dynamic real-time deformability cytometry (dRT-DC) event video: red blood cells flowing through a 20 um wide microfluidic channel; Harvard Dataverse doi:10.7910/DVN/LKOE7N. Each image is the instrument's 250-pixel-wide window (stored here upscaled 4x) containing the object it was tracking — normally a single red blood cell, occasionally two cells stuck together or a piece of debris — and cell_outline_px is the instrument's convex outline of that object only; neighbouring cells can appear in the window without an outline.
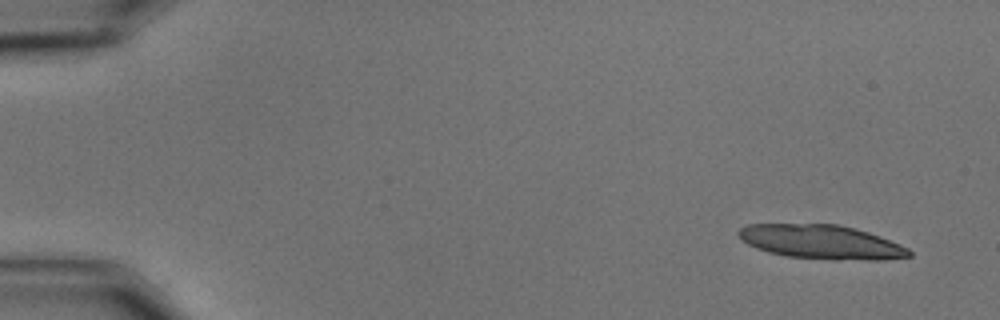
{"species": "common noctule bat (a hibernating species)", "species_latin": "Nyctalus noctula", "temperature_condition": "cold", "stored_images_in_passage": 19, "camera_frame_rate_fps": 3000, "um_per_image_px": 0.085, "animal": {"sex": "male", "body_mass_g": 15.6}, "frame": {"image": 1, "passage_image": 1, "time_ms": 0.0, "image_size_px": [1000, 320], "cell_outline_px": [[912, 256], [880, 260], [836, 260], [788, 256], [768, 252], [756, 248], [748, 244], [736, 232], [740, 228], [748, 224], [836, 224], [856, 228], [880, 236], [900, 244], [908, 248], [912, 252]], "centroid_in_image_um": [69.84, 20.57], "position_along_channel_um": 15.2, "area_um2": 33.87}}